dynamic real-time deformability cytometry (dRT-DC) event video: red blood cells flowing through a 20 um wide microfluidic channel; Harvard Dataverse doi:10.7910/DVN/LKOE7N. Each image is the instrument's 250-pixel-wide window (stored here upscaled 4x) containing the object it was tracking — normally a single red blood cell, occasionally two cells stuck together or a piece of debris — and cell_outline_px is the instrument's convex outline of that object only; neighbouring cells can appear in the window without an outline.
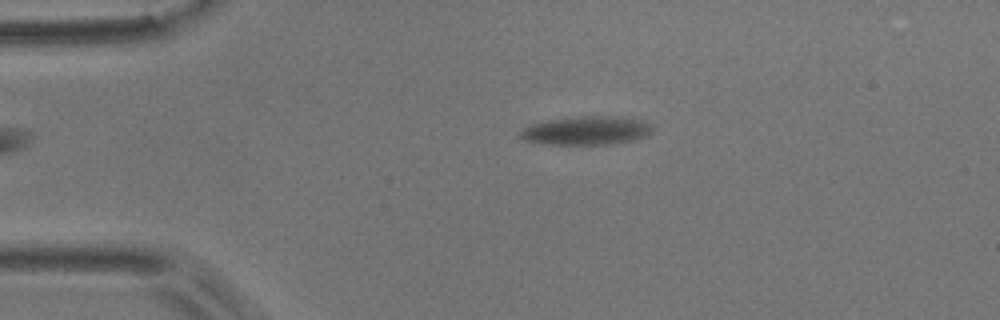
{"species": "common noctule bat (a hibernating species)", "species_latin": "Nyctalus noctula", "temperature_condition": "room temperature", "stored_images_in_passage": 2, "camera_frame_rate_fps": 3000, "um_per_image_px": 0.085, "animal": {"sex": "male", "body_mass_g": 17.9}, "frame": {"image": 1, "passage_image": 2, "time_ms": 0.333, "image_size_px": [1000, 320], "cell_outline_px": [[652, 132], [648, 136], [636, 140], [612, 144], [544, 144], [524, 140], [520, 136], [520, 132], [528, 124], [548, 120], [580, 116], [612, 116], [644, 120], [652, 124]], "centroid_in_image_um": [49.88, 11.1], "position_along_channel_um": 35.1, "area_um2": 22.25}}